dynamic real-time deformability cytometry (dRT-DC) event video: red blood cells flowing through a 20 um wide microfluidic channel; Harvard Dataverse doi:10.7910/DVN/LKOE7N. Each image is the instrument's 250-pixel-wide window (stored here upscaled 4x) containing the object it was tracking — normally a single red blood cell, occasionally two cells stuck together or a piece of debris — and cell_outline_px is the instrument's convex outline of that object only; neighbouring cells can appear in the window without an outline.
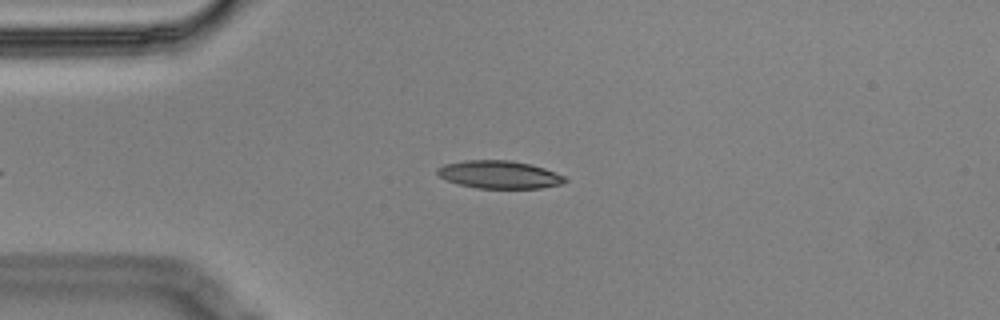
{"species": "Egyptian fruit bat (a non-hibernating species)", "species_latin": "Rousettus aegyptiacus", "temperature_condition": "cold", "stored_images_in_passage": 4, "camera_frame_rate_fps": 3000, "um_per_image_px": 0.085, "animal": {"sex": "male"}, "frame": {"image": 1, "passage_image": 1, "time_ms": 0.0, "image_size_px": [1000, 320], "cell_outline_px": [[568, 180], [560, 184], [540, 188], [476, 188], [460, 184], [448, 180], [440, 176], [436, 172], [436, 168], [444, 164], [468, 160], [512, 160], [532, 164], [544, 168], [564, 176]], "centroid_in_image_um": [42.44, 14.83], "position_along_channel_um": 42.6, "area_um2": 20.58}}